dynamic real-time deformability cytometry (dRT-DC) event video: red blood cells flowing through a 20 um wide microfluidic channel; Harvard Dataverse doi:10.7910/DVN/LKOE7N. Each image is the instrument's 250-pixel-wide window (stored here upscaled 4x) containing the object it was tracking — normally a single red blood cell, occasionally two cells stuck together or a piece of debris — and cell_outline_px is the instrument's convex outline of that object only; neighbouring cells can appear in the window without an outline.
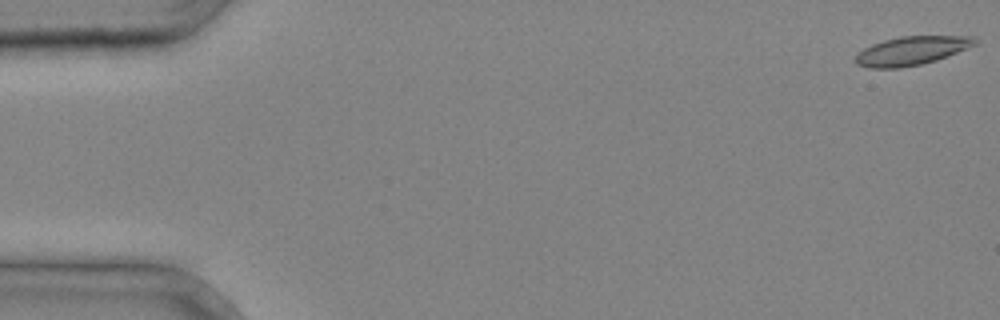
{"species": "common noctule bat (a hibernating species)", "species_latin": "Nyctalus noctula", "temperature_condition": "cold", "stored_images_in_passage": 4, "camera_frame_rate_fps": 3000, "um_per_image_px": 0.085, "animal": {"sex": "male", "body_mass_g": 20.4}, "frame": {"image": 1, "passage_image": 1, "time_ms": 0.0, "image_size_px": [1000, 320], "cell_outline_px": [[980, 44], [948, 56], [936, 60], [920, 64], [900, 68], [868, 68], [856, 64], [856, 56], [864, 48], [872, 44], [884, 40], [900, 36], [972, 36], [980, 40]], "centroid_in_image_um": [77.56, 4.3], "position_along_channel_um": 7.4, "area_um2": 20.11}}
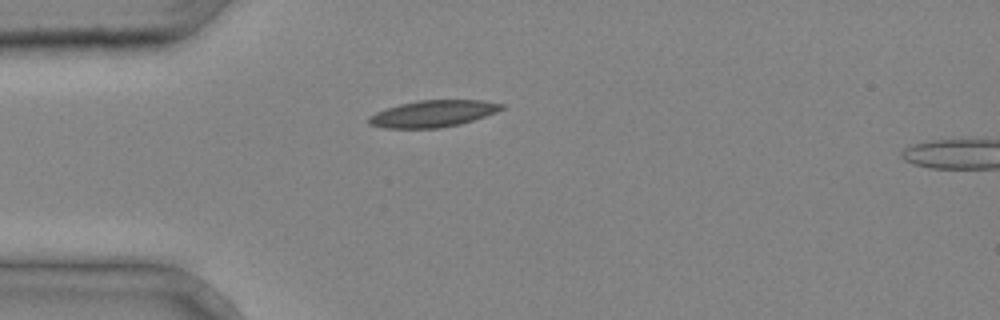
{"frame": {"image": 2, "passage_image": 3, "time_ms": 0.667, "image_size_px": [1000, 320], "cell_outline_px": [[504, 108], [496, 112], [460, 124], [440, 128], [384, 128], [368, 124], [368, 116], [376, 112], [400, 104], [420, 100], [484, 100], [504, 104]], "centroid_in_image_um": [36.8, 9.66], "position_along_channel_um": 48.2, "area_um2": 20.58}}